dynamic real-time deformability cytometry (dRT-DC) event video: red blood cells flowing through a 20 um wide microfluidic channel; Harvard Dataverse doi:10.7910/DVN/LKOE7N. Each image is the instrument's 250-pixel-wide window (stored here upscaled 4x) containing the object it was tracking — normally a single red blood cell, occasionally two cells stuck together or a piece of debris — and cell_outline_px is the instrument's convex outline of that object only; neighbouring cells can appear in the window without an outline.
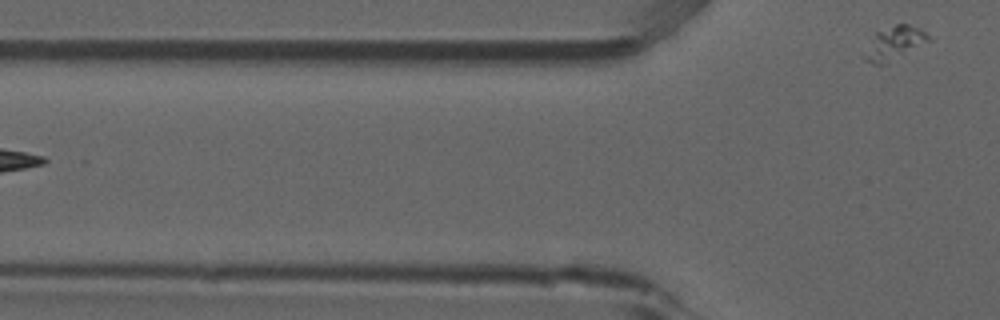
{"species": "common noctule bat (a hibernating species)", "species_latin": "Nyctalus noctula", "temperature_condition": "room temperature", "stored_images_in_passage": 5, "segment_of_instrument_passage": [2, 2], "camera_frame_rate_fps": 3000, "um_per_image_px": 0.085, "animal": {"sex": "male", "forearm_length_mm": 52.5}, "frame": {"image": 1, "passage_image": 5, "time_ms": 1.333, "image_size_px": [1000, 320], "cell_outline_px": [[932, 40], [888, 64], [876, 64], [864, 60], [864, 56], [876, 32], [896, 24], [908, 24], [920, 28]], "centroid_in_image_um": [76.07, 3.68], "position_along_channel_um": 49.7, "area_um2": 12.31}}